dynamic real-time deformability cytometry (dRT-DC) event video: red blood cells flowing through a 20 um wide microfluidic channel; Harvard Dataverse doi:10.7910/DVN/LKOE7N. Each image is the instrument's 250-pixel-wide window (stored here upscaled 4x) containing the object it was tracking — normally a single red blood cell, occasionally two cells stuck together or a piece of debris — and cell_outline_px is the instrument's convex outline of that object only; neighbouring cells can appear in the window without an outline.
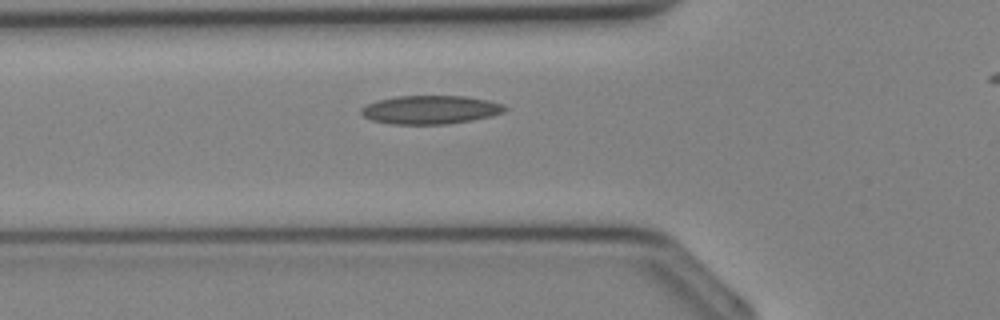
{"species": "Egyptian fruit bat (a non-hibernating species)", "species_latin": "Rousettus aegyptiacus", "temperature_condition": "cold", "stored_images_in_passage": 21, "camera_frame_rate_fps": 3000, "um_per_image_px": 0.085, "animal": {"sex": "female"}, "frame": {"image": 1, "passage_image": 2, "time_ms": 0.333, "image_size_px": [1000, 320], "cell_outline_px": [[508, 108], [504, 112], [472, 120], [448, 124], [392, 124], [372, 120], [364, 116], [360, 112], [360, 108], [376, 100], [396, 96], [464, 96], [504, 104]], "centroid_in_image_um": [36.55, 9.33], "position_along_channel_um": 89.2, "area_um2": 23.76}}
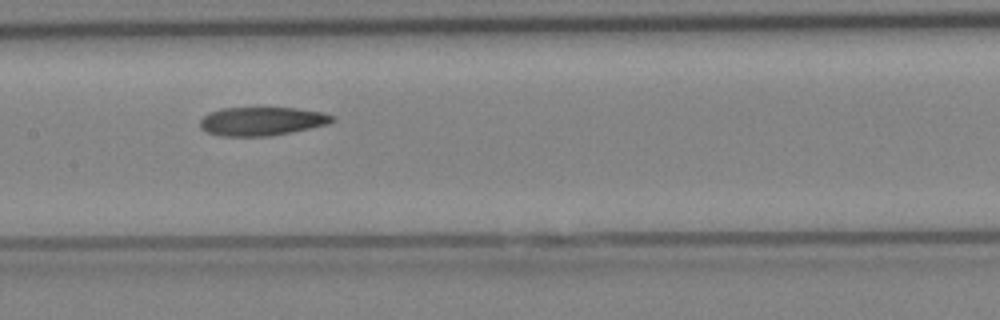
{"frame": {"image": 2, "passage_image": 7, "time_ms": 2.0, "image_size_px": [1000, 320], "cell_outline_px": [[336, 120], [328, 124], [292, 132], [268, 136], [224, 136], [208, 132], [200, 128], [200, 120], [204, 116], [212, 112], [224, 108], [296, 108], [324, 112], [332, 116]], "centroid_in_image_um": [22.29, 10.3], "position_along_channel_um": 185.1, "area_um2": 21.85}}
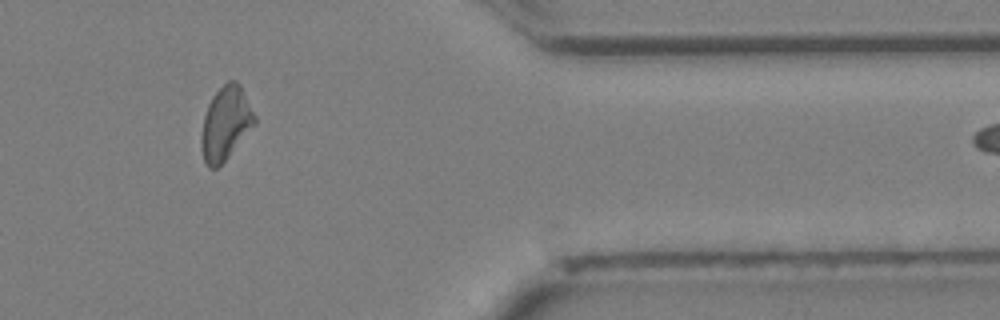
{"frame": {"image": 3, "passage_image": 19, "time_ms": 6.0, "image_size_px": [1000, 320], "cell_outline_px": [[256, 124], [228, 156], [216, 168], [208, 168], [204, 160], [200, 148], [200, 136], [204, 116], [208, 104], [212, 96], [228, 80], [236, 80], [240, 84], [256, 116]], "centroid_in_image_um": [19.17, 10.47], "position_along_channel_um": 392.2, "area_um2": 22.83}}